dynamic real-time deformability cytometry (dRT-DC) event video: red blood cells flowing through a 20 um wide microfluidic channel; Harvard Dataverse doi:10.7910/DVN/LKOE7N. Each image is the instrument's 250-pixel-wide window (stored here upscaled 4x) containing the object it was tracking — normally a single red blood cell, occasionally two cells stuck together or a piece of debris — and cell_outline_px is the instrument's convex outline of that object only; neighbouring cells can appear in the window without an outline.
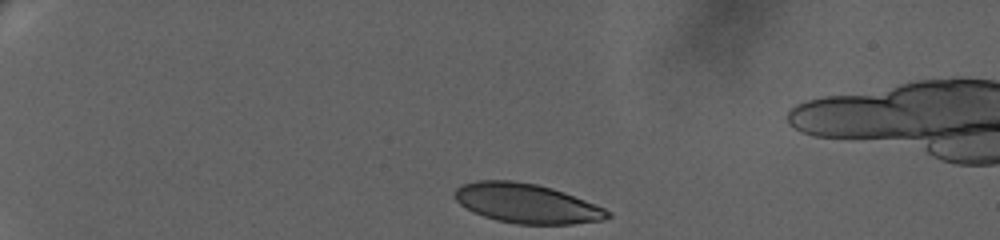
{"species": "human", "species_latin": "Homo sapiens", "temperature_condition": "warm", "stored_images_in_passage": 30, "camera_frame_rate_fps": 3000, "um_per_image_px": 0.085, "donor": {"sex": "female"}, "frame": {"image": 1, "passage_image": 1, "time_ms": 0.0, "image_size_px": [1000, 240], "cell_outline_px": [[612, 216], [604, 220], [572, 224], [516, 224], [496, 220], [472, 212], [460, 204], [452, 196], [452, 192], [460, 184], [476, 180], [512, 180], [536, 184], [552, 188], [564, 192], [596, 204], [612, 212]], "centroid_in_image_um": [44.74, 17.28], "position_along_channel_um": 40.3, "area_um2": 35.6}}
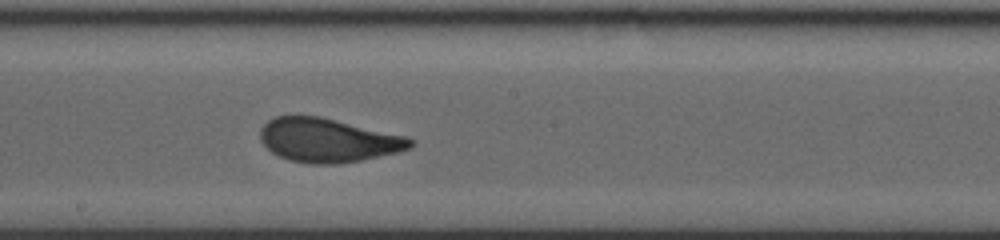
{"frame": {"image": 2, "passage_image": 16, "time_ms": 8.0, "image_size_px": [1000, 240], "cell_outline_px": [[416, 144], [412, 148], [400, 152], [360, 160], [336, 164], [312, 164], [288, 160], [272, 152], [260, 140], [260, 128], [268, 120], [276, 116], [320, 116], [408, 136], [416, 140]], "centroid_in_image_um": [27.94, 11.92], "position_along_channel_um": 220.3, "area_um2": 38.67}}
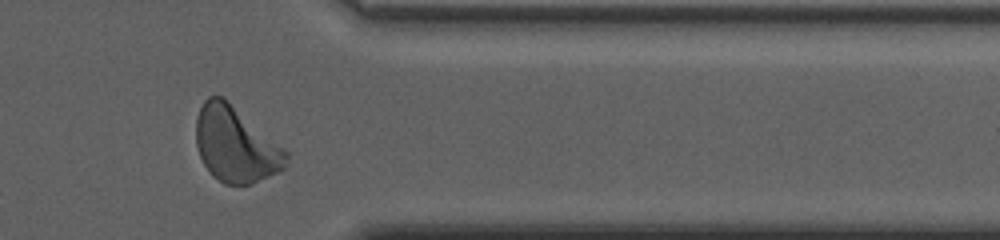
{"frame": {"image": 3, "passage_image": 27, "time_ms": 13.333, "image_size_px": [1000, 240], "cell_outline_px": [[288, 160], [284, 168], [252, 184], [224, 184], [212, 176], [204, 164], [200, 156], [196, 144], [196, 120], [200, 108], [204, 100], [208, 96], [224, 96], [284, 148], [288, 152]], "centroid_in_image_um": [20.02, 12.27], "position_along_channel_um": 391.4, "area_um2": 39.59}, "authors_computed_cell_mechanics": {"area_um2": 38.3214, "velocity_mm_per_s": 3.282, "shape_relaxation_time_tau1_ms": 4.4793, "shape_relaxation_time_tau2_ms": 0.8408, "deformation_change_tau1": 0.1917, "deformation_change_tau2": 0.0821}}